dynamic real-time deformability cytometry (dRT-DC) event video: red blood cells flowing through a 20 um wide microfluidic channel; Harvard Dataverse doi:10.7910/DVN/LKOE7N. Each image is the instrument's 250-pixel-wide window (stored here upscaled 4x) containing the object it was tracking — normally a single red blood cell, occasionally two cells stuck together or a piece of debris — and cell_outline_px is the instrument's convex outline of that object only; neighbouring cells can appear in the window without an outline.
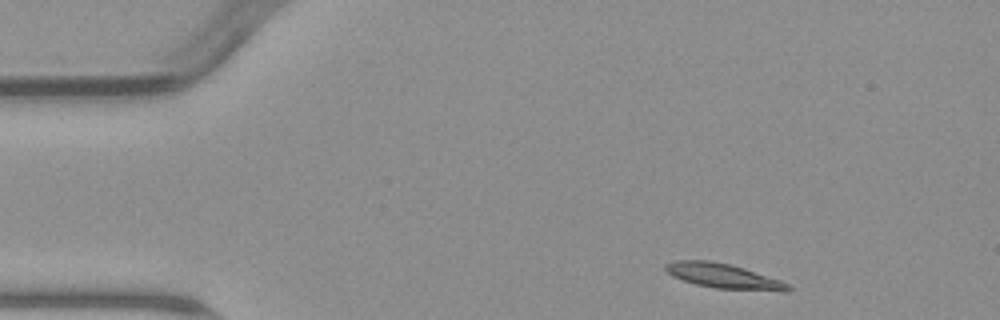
{"species": "common noctule bat (a hibernating species)", "species_latin": "Nyctalus noctula", "temperature_condition": "warm", "stored_images_in_passage": 4, "camera_frame_rate_fps": 3000, "um_per_image_px": 0.085, "animal": {"sex": "male", "body_mass_g": 23.1, "forearm_length_mm": 52.7}, "frame": {"image": 1, "passage_image": 1, "time_ms": 0.0, "image_size_px": [1000, 320], "cell_outline_px": [[792, 288], [788, 292], [784, 292], [716, 288], [696, 284], [672, 276], [664, 268], [664, 264], [676, 260], [712, 260], [744, 268], [780, 280], [788, 284]], "centroid_in_image_um": [61.52, 23.47], "position_along_channel_um": 23.5, "area_um2": 17.69}}
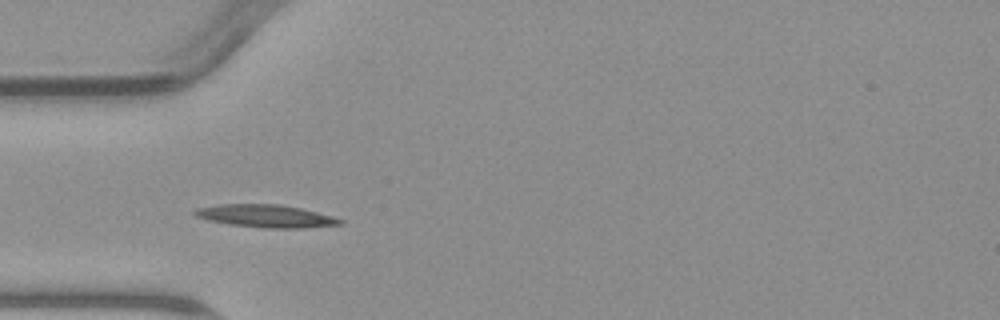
{"frame": {"image": 2, "passage_image": 3, "time_ms": 3.0, "image_size_px": [1000, 320], "cell_outline_px": [[344, 224], [304, 228], [264, 228], [228, 224], [208, 220], [196, 216], [192, 212], [196, 208], [220, 204], [276, 204], [300, 208], [332, 216], [344, 220]], "centroid_in_image_um": [22.59, 18.37], "position_along_channel_um": 62.4, "area_um2": 19.19}}
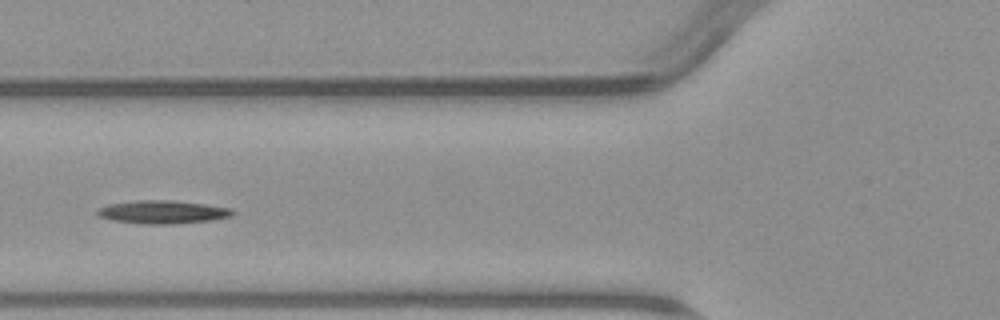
{"frame": {"image": 3, "passage_image": 4, "time_ms": 4.333, "image_size_px": [1000, 320], "cell_outline_px": [[236, 212], [232, 216], [212, 220], [176, 224], [140, 224], [112, 220], [100, 216], [96, 212], [96, 208], [108, 204], [136, 200], [172, 200], [204, 204], [232, 208]], "centroid_in_image_um": [13.83, 18.02], "position_along_channel_um": 112.0, "area_um2": 18.5}}